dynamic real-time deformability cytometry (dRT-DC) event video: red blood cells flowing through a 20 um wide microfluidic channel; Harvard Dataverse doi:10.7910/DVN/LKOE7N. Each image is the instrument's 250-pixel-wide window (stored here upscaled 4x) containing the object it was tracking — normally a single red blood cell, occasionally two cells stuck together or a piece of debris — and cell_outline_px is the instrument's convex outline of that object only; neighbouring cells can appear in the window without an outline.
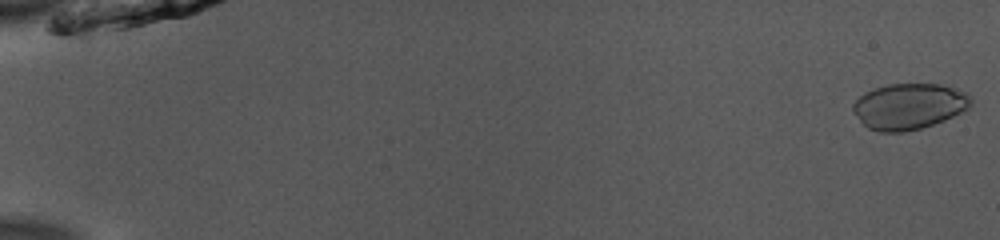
{"species": "common noctule bat (a hibernating species)", "species_latin": "Nyctalus noctula", "temperature_condition": "room temperature", "stored_images_in_passage": 52, "camera_frame_rate_fps": 3000, "um_per_image_px": 0.085, "animal": {"sex": "male", "body_mass_g": 13.0, "forearm_length_mm": 53.1}, "frame": {"image": 1, "passage_image": 1, "time_ms": 0.0, "image_size_px": [1000, 240], "cell_outline_px": [[972, 104], [968, 108], [944, 120], [920, 128], [904, 132], [880, 132], [868, 128], [852, 112], [852, 104], [864, 92], [888, 84], [940, 84], [956, 88], [968, 92], [972, 96]], "centroid_in_image_um": [77.27, 9.02], "position_along_channel_um": 7.7, "area_um2": 31.62}}
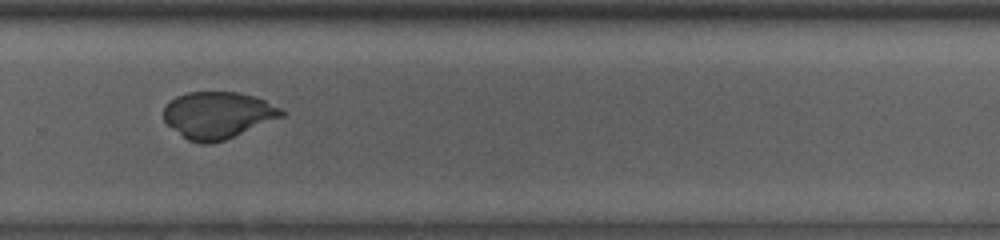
{"frame": {"image": 2, "passage_image": 37, "time_ms": 12.0, "image_size_px": [1000, 240], "cell_outline_px": [[284, 116], [224, 140], [208, 144], [200, 144], [188, 140], [168, 124], [164, 120], [164, 108], [176, 96], [188, 92], [236, 92], [256, 96], [280, 108], [284, 112]], "centroid_in_image_um": [18.52, 9.78], "position_along_channel_um": 311.3, "area_um2": 31.79}}
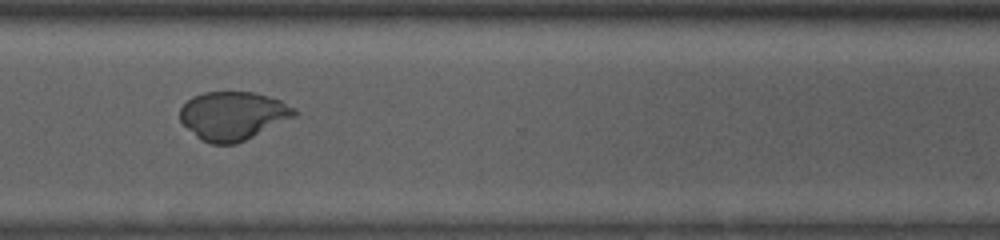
{"frame": {"image": 3, "passage_image": 40, "time_ms": 13.0, "image_size_px": [1000, 240], "cell_outline_px": [[296, 116], [236, 144], [212, 144], [200, 140], [180, 120], [180, 108], [192, 96], [204, 92], [252, 92], [268, 96], [280, 100], [296, 108]], "centroid_in_image_um": [19.79, 9.83], "position_along_channel_um": 350.8, "area_um2": 32.14}}